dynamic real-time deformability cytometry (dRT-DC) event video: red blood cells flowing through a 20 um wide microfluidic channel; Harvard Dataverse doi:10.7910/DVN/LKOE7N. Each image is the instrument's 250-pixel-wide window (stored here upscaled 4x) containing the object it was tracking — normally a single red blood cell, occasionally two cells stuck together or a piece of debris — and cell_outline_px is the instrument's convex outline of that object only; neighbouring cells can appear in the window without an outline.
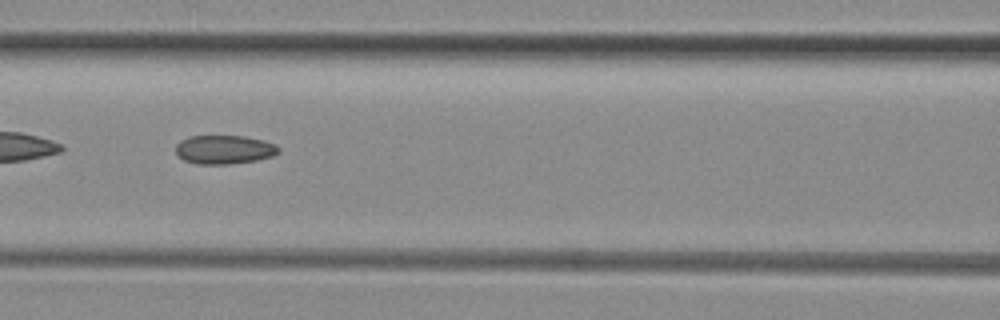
{"species": "common noctule bat (a hibernating species)", "species_latin": "Nyctalus noctula", "temperature_condition": "room temperature", "stored_images_in_passage": 50, "camera_frame_rate_fps": 3000, "um_per_image_px": 0.085, "animal": {"sex": "female", "body_mass_g": 29.2, "forearm_length_mm": 56.3}, "frame": {"image": 1, "passage_image": 22, "time_ms": 7.0, "image_size_px": [1000, 320], "cell_outline_px": [[280, 152], [272, 156], [256, 160], [228, 164], [196, 164], [184, 160], [176, 152], [176, 144], [180, 140], [188, 136], [244, 136], [264, 140], [276, 144], [280, 148]], "centroid_in_image_um": [19.07, 12.7], "position_along_channel_um": 147.5, "area_um2": 17.34}, "authors_computed_cell_mechanics": {"area_um2": 17.7446, "velocity_mm_per_s": 4.1339, "shape_relaxation_time_tau1_ms": null, "shape_relaxation_time_tau2_ms": 2.9177, "deformation_change_tau1": null, "deformation_change_tau2": 0.0843}}